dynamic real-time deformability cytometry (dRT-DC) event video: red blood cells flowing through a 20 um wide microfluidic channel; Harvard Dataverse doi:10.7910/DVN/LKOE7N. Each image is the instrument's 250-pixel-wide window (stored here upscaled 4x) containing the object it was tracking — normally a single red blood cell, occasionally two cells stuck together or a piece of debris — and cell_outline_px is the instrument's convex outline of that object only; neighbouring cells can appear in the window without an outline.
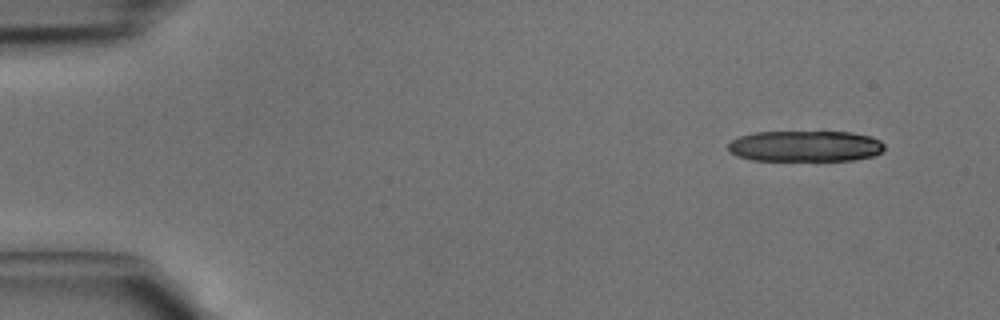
{"species": "common noctule bat (a hibernating species)", "species_latin": "Nyctalus noctula", "temperature_condition": "cold", "stored_images_in_passage": 5, "camera_frame_rate_fps": 3000, "um_per_image_px": 0.085, "animal": {"sex": "male", "body_mass_g": 15.6}, "frame": {"image": 1, "passage_image": 1, "time_ms": 0.0, "image_size_px": [1000, 320], "cell_outline_px": [[884, 148], [880, 152], [872, 156], [852, 160], [752, 160], [736, 156], [728, 152], [728, 144], [732, 140], [740, 136], [756, 132], [852, 132], [868, 136], [880, 140], [884, 144]], "centroid_in_image_um": [68.41, 12.42], "position_along_channel_um": 16.6, "area_um2": 28.15}}